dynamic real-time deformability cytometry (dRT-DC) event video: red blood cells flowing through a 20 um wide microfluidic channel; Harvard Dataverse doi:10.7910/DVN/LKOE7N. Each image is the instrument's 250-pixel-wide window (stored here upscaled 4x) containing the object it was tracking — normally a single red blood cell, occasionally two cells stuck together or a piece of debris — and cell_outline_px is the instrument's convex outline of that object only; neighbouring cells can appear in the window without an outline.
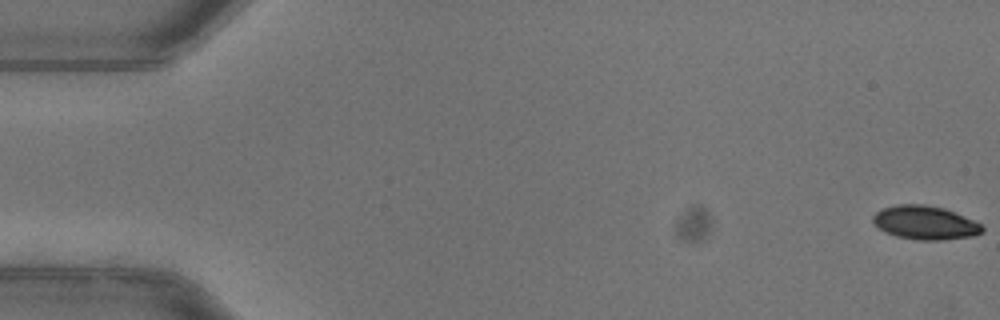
{"species": "common noctule bat (a hibernating species)", "species_latin": "Nyctalus noctula", "temperature_condition": "warm", "stored_images_in_passage": 53, "camera_frame_rate_fps": 3000, "um_per_image_px": 0.085, "animal": {"sex": "female"}, "frame": {"image": 1, "passage_image": 1, "time_ms": 0.0, "image_size_px": [1000, 320], "cell_outline_px": [[984, 232], [972, 236], [940, 240], [916, 240], [896, 236], [884, 232], [872, 220], [872, 216], [880, 208], [896, 204], [924, 204], [944, 208], [972, 220], [980, 224], [984, 228]], "centroid_in_image_um": [78.59, 18.92], "position_along_channel_um": 6.4, "area_um2": 21.44}}
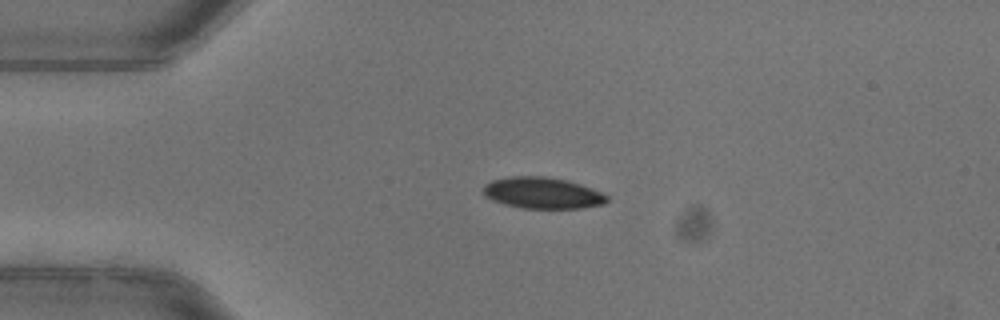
{"frame": {"image": 2, "passage_image": 13, "time_ms": 4.0, "image_size_px": [1000, 320], "cell_outline_px": [[608, 200], [604, 204], [580, 208], [520, 208], [504, 204], [492, 200], [484, 196], [480, 188], [484, 184], [492, 180], [512, 176], [544, 176], [564, 180], [580, 184], [600, 192], [608, 196]], "centroid_in_image_um": [46.04, 16.4], "position_along_channel_um": 39.0, "area_um2": 22.6}}
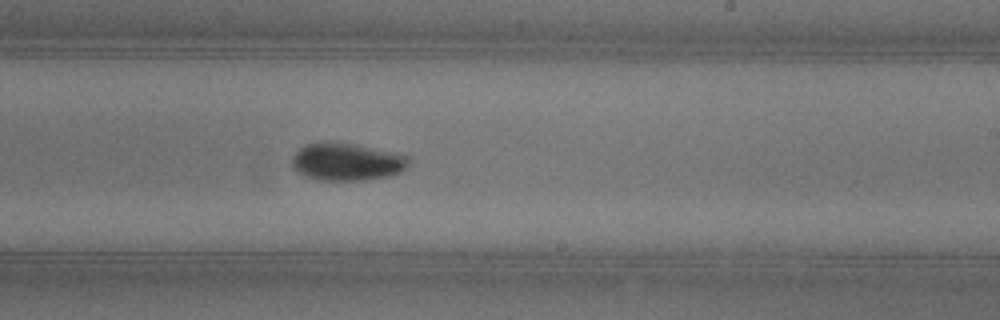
{"frame": {"image": 3, "passage_image": 32, "time_ms": 10.333, "image_size_px": [1000, 320], "cell_outline_px": [[408, 168], [400, 172], [388, 176], [364, 180], [324, 180], [308, 176], [296, 172], [292, 168], [292, 156], [304, 144], [316, 140], [336, 140], [356, 144], [408, 156]], "centroid_in_image_um": [29.42, 13.71], "position_along_channel_um": 259.6, "area_um2": 25.95}, "authors_computed_cell_mechanics": {"area_um2": 23.1778, "velocity_mm_per_s": 3.9648, "shape_relaxation_time_tau1_ms": 3.6351, "shape_relaxation_time_tau2_ms": 1.8178, "deformation_change_tau1": 0.1308, "deformation_change_tau2": 0.0469}}